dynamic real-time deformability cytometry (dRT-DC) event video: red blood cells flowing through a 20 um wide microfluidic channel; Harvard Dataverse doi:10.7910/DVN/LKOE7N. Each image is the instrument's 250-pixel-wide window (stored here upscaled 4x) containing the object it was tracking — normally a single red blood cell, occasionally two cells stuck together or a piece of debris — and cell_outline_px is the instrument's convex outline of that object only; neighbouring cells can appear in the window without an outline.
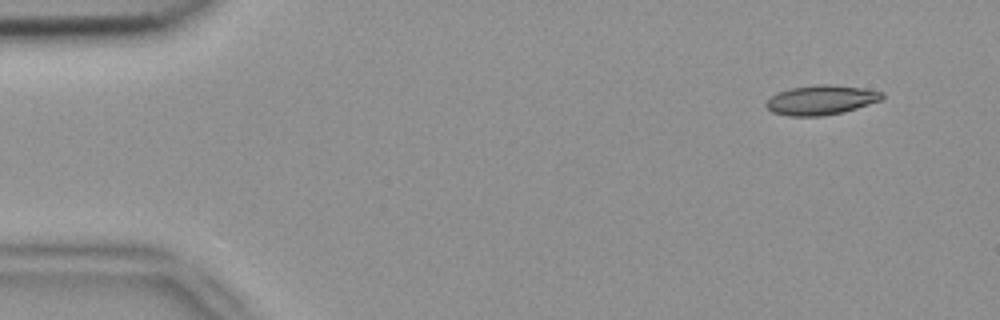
{"species": "common noctule bat (a hibernating species)", "species_latin": "Nyctalus noctula", "temperature_condition": "room temperature", "stored_images_in_passage": 4, "camera_frame_rate_fps": 3000, "um_per_image_px": 0.085, "animal": {"sex": "female", "body_mass_g": 18.4}, "frame": {"image": 1, "passage_image": 1, "time_ms": 0.0, "image_size_px": [1000, 320], "cell_outline_px": [[884, 96], [880, 100], [844, 112], [820, 116], [788, 116], [772, 112], [764, 104], [776, 92], [792, 88], [816, 84], [832, 84], [864, 88], [884, 92]], "centroid_in_image_um": [69.78, 8.49], "position_along_channel_um": 15.2, "area_um2": 20.0}}
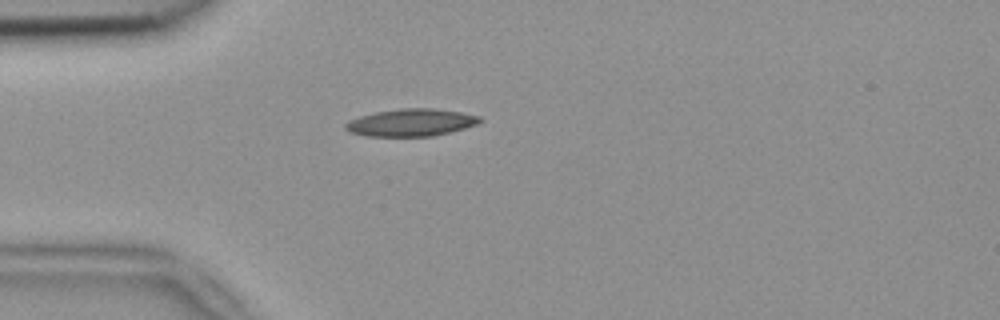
{"frame": {"image": 2, "passage_image": 4, "time_ms": 1.0, "image_size_px": [1000, 320], "cell_outline_px": [[484, 120], [476, 124], [464, 128], [432, 136], [368, 136], [352, 132], [344, 128], [344, 124], [348, 120], [360, 116], [376, 112], [400, 108], [432, 108], [460, 112], [480, 116]], "centroid_in_image_um": [34.93, 10.41], "position_along_channel_um": 50.1, "area_um2": 21.27}}